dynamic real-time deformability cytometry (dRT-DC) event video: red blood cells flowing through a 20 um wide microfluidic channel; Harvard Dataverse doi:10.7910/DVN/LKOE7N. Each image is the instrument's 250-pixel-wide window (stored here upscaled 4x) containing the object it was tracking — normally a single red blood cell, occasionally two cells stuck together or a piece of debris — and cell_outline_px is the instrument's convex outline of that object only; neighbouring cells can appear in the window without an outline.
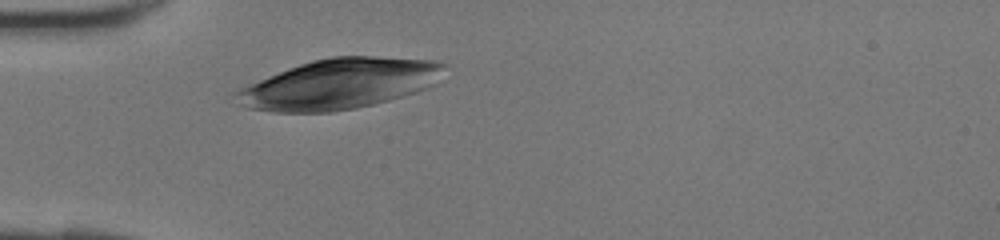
{"species": "human", "species_latin": "Homo sapiens", "temperature_condition": "room temperature", "stored_images_in_passage": 29, "camera_frame_rate_fps": 3000, "um_per_image_px": 0.085, "donor": {"sex": "female"}, "frame": {"image": 1, "passage_image": 5, "time_ms": 1.333, "image_size_px": [1000, 240], "cell_outline_px": [[444, 64], [432, 84], [416, 92], [388, 100], [356, 108], [332, 112], [276, 112], [248, 108], [232, 96], [232, 92], [240, 88], [288, 68], [312, 60], [332, 56], [376, 56], [436, 60]], "centroid_in_image_um": [28.79, 7.13], "position_along_channel_um": 56.2, "area_um2": 60.23}}
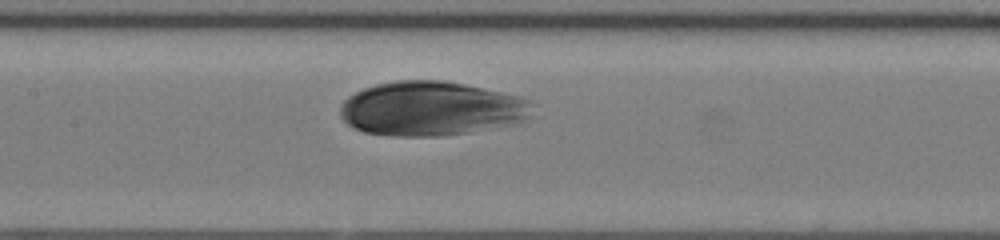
{"frame": {"image": 2, "passage_image": 13, "time_ms": 4.0, "image_size_px": [1000, 240], "cell_outline_px": [[528, 100], [524, 120], [516, 124], [468, 132], [440, 136], [392, 136], [364, 132], [352, 128], [340, 116], [340, 108], [344, 100], [348, 96], [364, 88], [376, 84], [396, 80], [444, 80], [464, 84], [520, 96]], "centroid_in_image_um": [36.55, 9.23], "position_along_channel_um": 170.8, "area_um2": 60.4}}
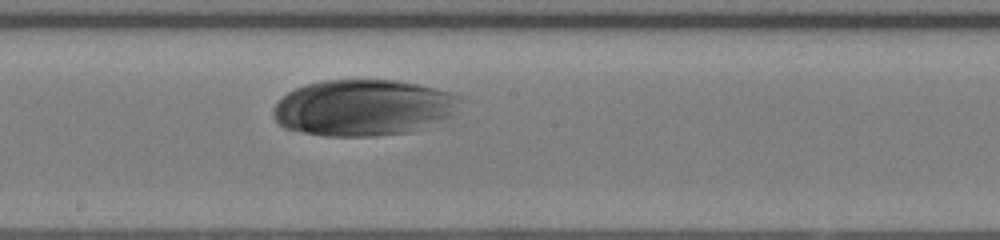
{"frame": {"image": 3, "passage_image": 16, "time_ms": 5.0, "image_size_px": [1000, 240], "cell_outline_px": [[460, 96], [452, 116], [408, 132], [372, 136], [328, 136], [304, 132], [284, 128], [272, 116], [272, 108], [288, 92], [296, 88], [308, 84], [324, 80], [396, 80], [436, 88], [452, 92]], "centroid_in_image_um": [30.85, 9.14], "position_along_channel_um": 217.3, "area_um2": 60.81}}